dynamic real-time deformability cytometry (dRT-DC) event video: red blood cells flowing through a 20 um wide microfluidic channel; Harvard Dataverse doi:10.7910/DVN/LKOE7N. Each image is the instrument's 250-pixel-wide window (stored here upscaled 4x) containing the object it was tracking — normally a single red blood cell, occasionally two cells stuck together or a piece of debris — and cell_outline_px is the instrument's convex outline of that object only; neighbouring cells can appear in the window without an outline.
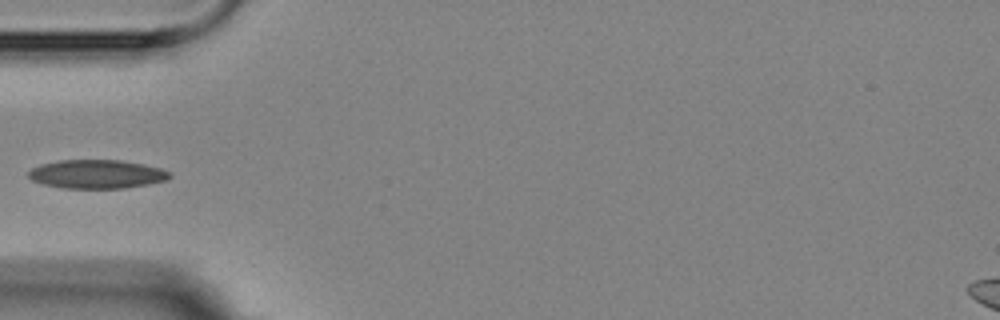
{"species": "Egyptian fruit bat (a non-hibernating species)", "species_latin": "Rousettus aegyptiacus", "temperature_condition": "room temperature", "stored_images_in_passage": 9, "camera_frame_rate_fps": 3000, "um_per_image_px": 0.085, "animal": {"sex": "female"}, "frame": {"image": 1, "passage_image": 6, "time_ms": 5.667, "image_size_px": [1000, 320], "cell_outline_px": [[172, 176], [168, 180], [148, 184], [124, 188], [60, 188], [44, 184], [32, 180], [28, 176], [28, 172], [32, 168], [40, 164], [60, 160], [120, 160], [144, 164], [160, 168], [172, 172]], "centroid_in_image_um": [8.25, 14.8], "position_along_channel_um": 76.7, "area_um2": 23.76}}
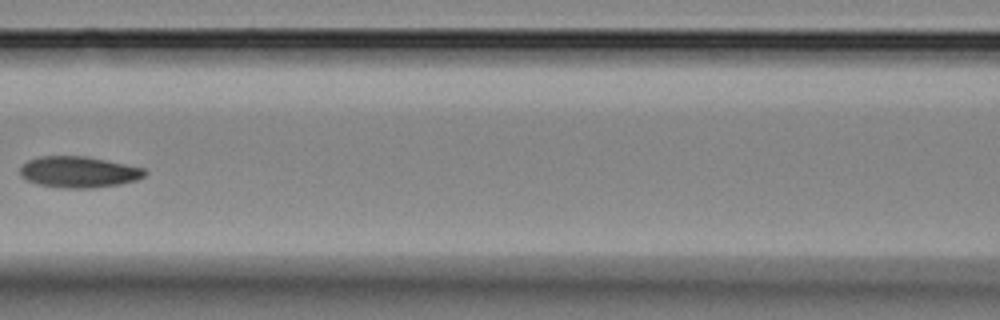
{"frame": {"image": 2, "passage_image": 8, "time_ms": 8.0, "image_size_px": [1000, 320], "cell_outline_px": [[148, 172], [144, 176], [136, 180], [120, 184], [92, 188], [64, 188], [36, 184], [20, 176], [20, 168], [28, 160], [40, 156], [84, 156], [144, 168]], "centroid_in_image_um": [6.68, 14.62], "position_along_channel_um": 159.9, "area_um2": 22.54}}
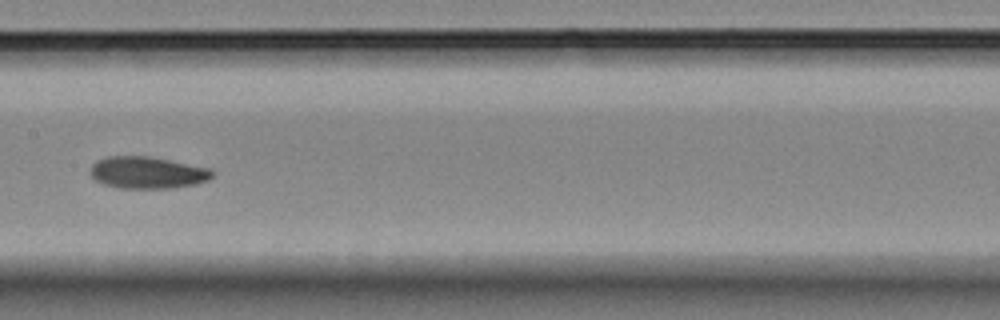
{"frame": {"image": 3, "passage_image": 9, "time_ms": 9.0, "image_size_px": [1000, 320], "cell_outline_px": [[216, 172], [208, 180], [196, 184], [172, 188], [120, 188], [104, 184], [96, 180], [88, 172], [92, 164], [96, 160], [108, 156], [148, 156], [212, 168]], "centroid_in_image_um": [12.54, 14.66], "position_along_channel_um": 194.9, "area_um2": 22.89}}